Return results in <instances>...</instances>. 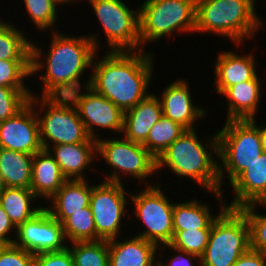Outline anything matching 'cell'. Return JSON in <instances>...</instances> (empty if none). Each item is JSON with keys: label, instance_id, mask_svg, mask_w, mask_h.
I'll return each mask as SVG.
<instances>
[{"label": "cell", "instance_id": "obj_1", "mask_svg": "<svg viewBox=\"0 0 266 266\" xmlns=\"http://www.w3.org/2000/svg\"><path fill=\"white\" fill-rule=\"evenodd\" d=\"M68 34H63L61 30L49 32L51 41L49 49L46 50L32 39L30 78L34 75L38 78L36 74L40 71L44 73L39 74L43 82L42 91L40 94L36 93V96L68 97L76 90L90 84V74L83 84L81 80L86 70L92 68V61L97 51H101L99 37L94 33L90 35L83 33L80 36Z\"/></svg>", "mask_w": 266, "mask_h": 266}, {"label": "cell", "instance_id": "obj_2", "mask_svg": "<svg viewBox=\"0 0 266 266\" xmlns=\"http://www.w3.org/2000/svg\"><path fill=\"white\" fill-rule=\"evenodd\" d=\"M92 61L89 86L124 112L136 106L150 93L154 75V53L141 51H105ZM93 71V72H92Z\"/></svg>", "mask_w": 266, "mask_h": 266}, {"label": "cell", "instance_id": "obj_3", "mask_svg": "<svg viewBox=\"0 0 266 266\" xmlns=\"http://www.w3.org/2000/svg\"><path fill=\"white\" fill-rule=\"evenodd\" d=\"M197 129L186 130L157 159L156 172L169 169L177 177L194 180L208 193L222 192L219 179L217 133L200 140ZM210 149V150H209ZM216 157V158H215Z\"/></svg>", "mask_w": 266, "mask_h": 266}, {"label": "cell", "instance_id": "obj_4", "mask_svg": "<svg viewBox=\"0 0 266 266\" xmlns=\"http://www.w3.org/2000/svg\"><path fill=\"white\" fill-rule=\"evenodd\" d=\"M257 0H196L195 33L217 34L242 47L253 40L263 20L257 15ZM262 26V27H261ZM259 28V30H258Z\"/></svg>", "mask_w": 266, "mask_h": 266}, {"label": "cell", "instance_id": "obj_5", "mask_svg": "<svg viewBox=\"0 0 266 266\" xmlns=\"http://www.w3.org/2000/svg\"><path fill=\"white\" fill-rule=\"evenodd\" d=\"M219 179L222 192L226 178L231 184L264 151L259 125L252 120H228L217 131Z\"/></svg>", "mask_w": 266, "mask_h": 266}, {"label": "cell", "instance_id": "obj_6", "mask_svg": "<svg viewBox=\"0 0 266 266\" xmlns=\"http://www.w3.org/2000/svg\"><path fill=\"white\" fill-rule=\"evenodd\" d=\"M31 93L29 103L34 107L39 120L44 150L52 145L97 142L88 135L75 105L68 97L40 98L33 90Z\"/></svg>", "mask_w": 266, "mask_h": 266}, {"label": "cell", "instance_id": "obj_7", "mask_svg": "<svg viewBox=\"0 0 266 266\" xmlns=\"http://www.w3.org/2000/svg\"><path fill=\"white\" fill-rule=\"evenodd\" d=\"M139 5L140 51L174 32L195 33L196 0H144Z\"/></svg>", "mask_w": 266, "mask_h": 266}, {"label": "cell", "instance_id": "obj_8", "mask_svg": "<svg viewBox=\"0 0 266 266\" xmlns=\"http://www.w3.org/2000/svg\"><path fill=\"white\" fill-rule=\"evenodd\" d=\"M250 248L249 225L239 210L226 207L213 221L201 266H233Z\"/></svg>", "mask_w": 266, "mask_h": 266}, {"label": "cell", "instance_id": "obj_9", "mask_svg": "<svg viewBox=\"0 0 266 266\" xmlns=\"http://www.w3.org/2000/svg\"><path fill=\"white\" fill-rule=\"evenodd\" d=\"M100 155V157H99ZM103 158L107 166L111 167L110 173H104V181L124 183V177L133 178L139 183L144 182L145 186L155 185L147 183L151 176L156 172V158L142 145L130 141L129 139L120 138H100L97 140V158ZM127 174V175H126ZM149 178V179H148Z\"/></svg>", "mask_w": 266, "mask_h": 266}, {"label": "cell", "instance_id": "obj_10", "mask_svg": "<svg viewBox=\"0 0 266 266\" xmlns=\"http://www.w3.org/2000/svg\"><path fill=\"white\" fill-rule=\"evenodd\" d=\"M137 194H130L135 214L134 218L143 223L142 232L135 234L158 246L169 244L173 238L174 202L166 196L159 181L155 185L145 186ZM165 192V193H164ZM145 226V227H144Z\"/></svg>", "mask_w": 266, "mask_h": 266}, {"label": "cell", "instance_id": "obj_11", "mask_svg": "<svg viewBox=\"0 0 266 266\" xmlns=\"http://www.w3.org/2000/svg\"><path fill=\"white\" fill-rule=\"evenodd\" d=\"M87 1L104 30L107 51H140L139 8L132 9L123 0Z\"/></svg>", "mask_w": 266, "mask_h": 266}, {"label": "cell", "instance_id": "obj_12", "mask_svg": "<svg viewBox=\"0 0 266 266\" xmlns=\"http://www.w3.org/2000/svg\"><path fill=\"white\" fill-rule=\"evenodd\" d=\"M124 187L123 183L109 181L92 185L89 207L94 218L96 241L111 240L122 235V223L128 215V197L131 194Z\"/></svg>", "mask_w": 266, "mask_h": 266}, {"label": "cell", "instance_id": "obj_13", "mask_svg": "<svg viewBox=\"0 0 266 266\" xmlns=\"http://www.w3.org/2000/svg\"><path fill=\"white\" fill-rule=\"evenodd\" d=\"M68 98L75 105L85 129L92 139L101 138V135L97 134L101 129L122 134L125 112L89 85L71 93Z\"/></svg>", "mask_w": 266, "mask_h": 266}, {"label": "cell", "instance_id": "obj_14", "mask_svg": "<svg viewBox=\"0 0 266 266\" xmlns=\"http://www.w3.org/2000/svg\"><path fill=\"white\" fill-rule=\"evenodd\" d=\"M62 224L45 208L16 228L14 245L34 255L68 247Z\"/></svg>", "mask_w": 266, "mask_h": 266}, {"label": "cell", "instance_id": "obj_15", "mask_svg": "<svg viewBox=\"0 0 266 266\" xmlns=\"http://www.w3.org/2000/svg\"><path fill=\"white\" fill-rule=\"evenodd\" d=\"M0 148L30 155L43 150L39 120L30 103L14 117L0 121Z\"/></svg>", "mask_w": 266, "mask_h": 266}, {"label": "cell", "instance_id": "obj_16", "mask_svg": "<svg viewBox=\"0 0 266 266\" xmlns=\"http://www.w3.org/2000/svg\"><path fill=\"white\" fill-rule=\"evenodd\" d=\"M187 79H176L163 88L159 97L163 116L179 123L186 130L196 129V121L206 118L207 108L194 104Z\"/></svg>", "mask_w": 266, "mask_h": 266}, {"label": "cell", "instance_id": "obj_17", "mask_svg": "<svg viewBox=\"0 0 266 266\" xmlns=\"http://www.w3.org/2000/svg\"><path fill=\"white\" fill-rule=\"evenodd\" d=\"M236 52V53H235ZM254 51L240 55L237 51L224 49L218 55L212 66L214 68L215 80L213 93L221 94L226 88L252 80L258 73V65ZM214 85L216 87H214Z\"/></svg>", "mask_w": 266, "mask_h": 266}, {"label": "cell", "instance_id": "obj_18", "mask_svg": "<svg viewBox=\"0 0 266 266\" xmlns=\"http://www.w3.org/2000/svg\"><path fill=\"white\" fill-rule=\"evenodd\" d=\"M230 187L235 195L226 204L228 208L240 209L247 205L266 203V153L251 163Z\"/></svg>", "mask_w": 266, "mask_h": 266}, {"label": "cell", "instance_id": "obj_19", "mask_svg": "<svg viewBox=\"0 0 266 266\" xmlns=\"http://www.w3.org/2000/svg\"><path fill=\"white\" fill-rule=\"evenodd\" d=\"M108 240L109 266H157L159 246L138 236Z\"/></svg>", "mask_w": 266, "mask_h": 266}, {"label": "cell", "instance_id": "obj_20", "mask_svg": "<svg viewBox=\"0 0 266 266\" xmlns=\"http://www.w3.org/2000/svg\"><path fill=\"white\" fill-rule=\"evenodd\" d=\"M67 180H86V169L97 159V142L52 145L47 149Z\"/></svg>", "mask_w": 266, "mask_h": 266}, {"label": "cell", "instance_id": "obj_21", "mask_svg": "<svg viewBox=\"0 0 266 266\" xmlns=\"http://www.w3.org/2000/svg\"><path fill=\"white\" fill-rule=\"evenodd\" d=\"M261 79L257 74L252 80L230 86L220 94L226 98L228 105L225 121L256 119L263 93Z\"/></svg>", "mask_w": 266, "mask_h": 266}, {"label": "cell", "instance_id": "obj_22", "mask_svg": "<svg viewBox=\"0 0 266 266\" xmlns=\"http://www.w3.org/2000/svg\"><path fill=\"white\" fill-rule=\"evenodd\" d=\"M163 116L159 96L150 94L136 106L125 111L122 136L132 142L143 144L152 126Z\"/></svg>", "mask_w": 266, "mask_h": 266}, {"label": "cell", "instance_id": "obj_23", "mask_svg": "<svg viewBox=\"0 0 266 266\" xmlns=\"http://www.w3.org/2000/svg\"><path fill=\"white\" fill-rule=\"evenodd\" d=\"M218 199L220 210L217 214L211 212L209 205L191 198L189 201L174 202L173 231L211 229L213 221L227 207L224 192H211Z\"/></svg>", "mask_w": 266, "mask_h": 266}, {"label": "cell", "instance_id": "obj_24", "mask_svg": "<svg viewBox=\"0 0 266 266\" xmlns=\"http://www.w3.org/2000/svg\"><path fill=\"white\" fill-rule=\"evenodd\" d=\"M88 181L67 180L44 208L60 223L75 212L82 211L90 205L92 184Z\"/></svg>", "mask_w": 266, "mask_h": 266}, {"label": "cell", "instance_id": "obj_25", "mask_svg": "<svg viewBox=\"0 0 266 266\" xmlns=\"http://www.w3.org/2000/svg\"><path fill=\"white\" fill-rule=\"evenodd\" d=\"M67 181L59 165L48 150L33 155L31 191L38 198L48 201Z\"/></svg>", "mask_w": 266, "mask_h": 266}, {"label": "cell", "instance_id": "obj_26", "mask_svg": "<svg viewBox=\"0 0 266 266\" xmlns=\"http://www.w3.org/2000/svg\"><path fill=\"white\" fill-rule=\"evenodd\" d=\"M33 155L0 148V176L6 187H31Z\"/></svg>", "mask_w": 266, "mask_h": 266}, {"label": "cell", "instance_id": "obj_27", "mask_svg": "<svg viewBox=\"0 0 266 266\" xmlns=\"http://www.w3.org/2000/svg\"><path fill=\"white\" fill-rule=\"evenodd\" d=\"M37 199L31 189L6 187L0 205L17 228L44 208L39 203L37 207L33 206V202H37Z\"/></svg>", "mask_w": 266, "mask_h": 266}, {"label": "cell", "instance_id": "obj_28", "mask_svg": "<svg viewBox=\"0 0 266 266\" xmlns=\"http://www.w3.org/2000/svg\"><path fill=\"white\" fill-rule=\"evenodd\" d=\"M0 18V59L31 60V41L14 23Z\"/></svg>", "mask_w": 266, "mask_h": 266}, {"label": "cell", "instance_id": "obj_29", "mask_svg": "<svg viewBox=\"0 0 266 266\" xmlns=\"http://www.w3.org/2000/svg\"><path fill=\"white\" fill-rule=\"evenodd\" d=\"M185 131L179 123L162 116L152 126L142 145L157 159Z\"/></svg>", "mask_w": 266, "mask_h": 266}, {"label": "cell", "instance_id": "obj_30", "mask_svg": "<svg viewBox=\"0 0 266 266\" xmlns=\"http://www.w3.org/2000/svg\"><path fill=\"white\" fill-rule=\"evenodd\" d=\"M68 248L74 266H109L108 240L73 242Z\"/></svg>", "mask_w": 266, "mask_h": 266}, {"label": "cell", "instance_id": "obj_31", "mask_svg": "<svg viewBox=\"0 0 266 266\" xmlns=\"http://www.w3.org/2000/svg\"><path fill=\"white\" fill-rule=\"evenodd\" d=\"M61 224L68 243L96 241V228L89 206L67 217Z\"/></svg>", "mask_w": 266, "mask_h": 266}, {"label": "cell", "instance_id": "obj_32", "mask_svg": "<svg viewBox=\"0 0 266 266\" xmlns=\"http://www.w3.org/2000/svg\"><path fill=\"white\" fill-rule=\"evenodd\" d=\"M23 2L27 16L36 29L45 33L59 31L56 23L60 19L58 18L60 7L53 0H23L21 3Z\"/></svg>", "mask_w": 266, "mask_h": 266}, {"label": "cell", "instance_id": "obj_33", "mask_svg": "<svg viewBox=\"0 0 266 266\" xmlns=\"http://www.w3.org/2000/svg\"><path fill=\"white\" fill-rule=\"evenodd\" d=\"M29 77H31V60L0 59V86L31 89L25 83Z\"/></svg>", "mask_w": 266, "mask_h": 266}, {"label": "cell", "instance_id": "obj_34", "mask_svg": "<svg viewBox=\"0 0 266 266\" xmlns=\"http://www.w3.org/2000/svg\"><path fill=\"white\" fill-rule=\"evenodd\" d=\"M258 207V204H252L239 210L246 216L249 225L250 248L266 254V213L261 214Z\"/></svg>", "mask_w": 266, "mask_h": 266}, {"label": "cell", "instance_id": "obj_35", "mask_svg": "<svg viewBox=\"0 0 266 266\" xmlns=\"http://www.w3.org/2000/svg\"><path fill=\"white\" fill-rule=\"evenodd\" d=\"M211 229L173 231L171 246L201 257L209 241Z\"/></svg>", "mask_w": 266, "mask_h": 266}, {"label": "cell", "instance_id": "obj_36", "mask_svg": "<svg viewBox=\"0 0 266 266\" xmlns=\"http://www.w3.org/2000/svg\"><path fill=\"white\" fill-rule=\"evenodd\" d=\"M31 96V89L0 86V121L14 117L29 103Z\"/></svg>", "mask_w": 266, "mask_h": 266}, {"label": "cell", "instance_id": "obj_37", "mask_svg": "<svg viewBox=\"0 0 266 266\" xmlns=\"http://www.w3.org/2000/svg\"><path fill=\"white\" fill-rule=\"evenodd\" d=\"M35 255L14 244L0 253V266H33Z\"/></svg>", "mask_w": 266, "mask_h": 266}, {"label": "cell", "instance_id": "obj_38", "mask_svg": "<svg viewBox=\"0 0 266 266\" xmlns=\"http://www.w3.org/2000/svg\"><path fill=\"white\" fill-rule=\"evenodd\" d=\"M166 249H168V251H169V249L170 250L173 249L174 253L176 252V254H173L174 256L171 255L172 258L169 260V262H168V259L164 260L163 258H161L163 256V252H165ZM159 256H160V259H162V260L159 259ZM164 262L168 263V264H165ZM196 263L198 264V266H201L200 265V257H198L197 255L179 250V249L171 246L170 244H164V245L159 246V248H158V264H157V266H197Z\"/></svg>", "mask_w": 266, "mask_h": 266}, {"label": "cell", "instance_id": "obj_39", "mask_svg": "<svg viewBox=\"0 0 266 266\" xmlns=\"http://www.w3.org/2000/svg\"><path fill=\"white\" fill-rule=\"evenodd\" d=\"M33 266H74V260L67 247L61 251L36 254Z\"/></svg>", "mask_w": 266, "mask_h": 266}, {"label": "cell", "instance_id": "obj_40", "mask_svg": "<svg viewBox=\"0 0 266 266\" xmlns=\"http://www.w3.org/2000/svg\"><path fill=\"white\" fill-rule=\"evenodd\" d=\"M233 266H266V254L249 248Z\"/></svg>", "mask_w": 266, "mask_h": 266}, {"label": "cell", "instance_id": "obj_41", "mask_svg": "<svg viewBox=\"0 0 266 266\" xmlns=\"http://www.w3.org/2000/svg\"><path fill=\"white\" fill-rule=\"evenodd\" d=\"M10 232L11 233L13 232L12 234L15 235L13 236L11 234L9 236ZM14 237H16V227L11 222L8 214L4 211V209L0 205V238L3 239L8 245H10L14 243L15 241Z\"/></svg>", "mask_w": 266, "mask_h": 266}, {"label": "cell", "instance_id": "obj_42", "mask_svg": "<svg viewBox=\"0 0 266 266\" xmlns=\"http://www.w3.org/2000/svg\"><path fill=\"white\" fill-rule=\"evenodd\" d=\"M259 132H260V138H261V145H262L263 151L266 153V124L264 125V123H262L261 125H259Z\"/></svg>", "mask_w": 266, "mask_h": 266}, {"label": "cell", "instance_id": "obj_43", "mask_svg": "<svg viewBox=\"0 0 266 266\" xmlns=\"http://www.w3.org/2000/svg\"><path fill=\"white\" fill-rule=\"evenodd\" d=\"M58 6H62V5H67L69 7V4L72 3L73 5H75L74 2H76L78 4V2L80 1H84V0H53Z\"/></svg>", "mask_w": 266, "mask_h": 266}, {"label": "cell", "instance_id": "obj_44", "mask_svg": "<svg viewBox=\"0 0 266 266\" xmlns=\"http://www.w3.org/2000/svg\"><path fill=\"white\" fill-rule=\"evenodd\" d=\"M5 188H6V186H5L4 180L0 176V199H1L2 195L4 194Z\"/></svg>", "mask_w": 266, "mask_h": 266}, {"label": "cell", "instance_id": "obj_45", "mask_svg": "<svg viewBox=\"0 0 266 266\" xmlns=\"http://www.w3.org/2000/svg\"><path fill=\"white\" fill-rule=\"evenodd\" d=\"M8 246V244L0 238V253Z\"/></svg>", "mask_w": 266, "mask_h": 266}, {"label": "cell", "instance_id": "obj_46", "mask_svg": "<svg viewBox=\"0 0 266 266\" xmlns=\"http://www.w3.org/2000/svg\"><path fill=\"white\" fill-rule=\"evenodd\" d=\"M259 206L262 207L263 209H264V208L266 209V203L259 204Z\"/></svg>", "mask_w": 266, "mask_h": 266}]
</instances>
